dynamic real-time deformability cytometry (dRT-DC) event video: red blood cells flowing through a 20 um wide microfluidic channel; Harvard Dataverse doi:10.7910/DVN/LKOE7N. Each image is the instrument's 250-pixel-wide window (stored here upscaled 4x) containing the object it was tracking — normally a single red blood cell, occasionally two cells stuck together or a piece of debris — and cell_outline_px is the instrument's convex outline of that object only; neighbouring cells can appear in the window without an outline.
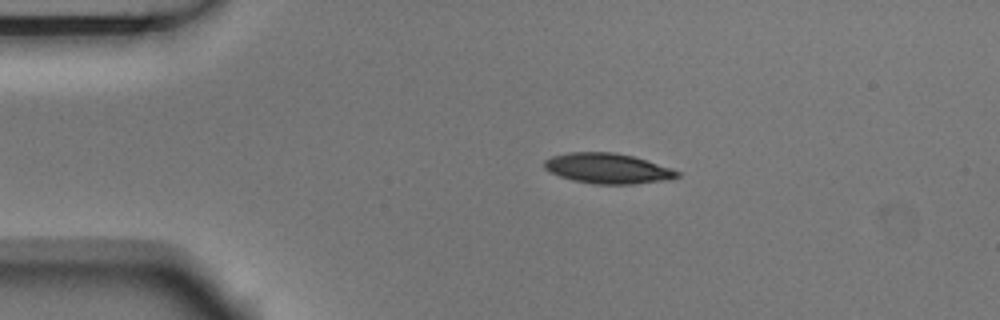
{"species": "Egyptian fruit bat (a non-hibernating species)", "species_latin": "Rousettus aegyptiacus", "temperature_condition": "room temperature", "stored_images_in_passage": 4, "camera_frame_rate_fps": 3000, "um_per_image_px": 0.085, "animal": {"sex": "male"}, "frame": {"image": 1, "passage_image": 3, "time_ms": 0.667, "image_size_px": [1000, 320], "cell_outline_px": [[680, 176], [668, 180], [632, 184], [596, 184], [572, 180], [548, 172], [544, 168], [544, 160], [552, 156], [568, 152], [612, 152], [632, 156], [672, 168], [680, 172]], "centroid_in_image_um": [51.64, 14.32], "position_along_channel_um": 33.4, "area_um2": 23.47}}